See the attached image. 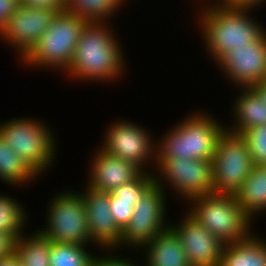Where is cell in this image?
<instances>
[{
	"label": "cell",
	"mask_w": 266,
	"mask_h": 266,
	"mask_svg": "<svg viewBox=\"0 0 266 266\" xmlns=\"http://www.w3.org/2000/svg\"><path fill=\"white\" fill-rule=\"evenodd\" d=\"M110 28L106 22L86 24L66 71L67 76L71 74L69 76L74 79L108 83L121 77L125 66L124 54Z\"/></svg>",
	"instance_id": "1"
},
{
	"label": "cell",
	"mask_w": 266,
	"mask_h": 266,
	"mask_svg": "<svg viewBox=\"0 0 266 266\" xmlns=\"http://www.w3.org/2000/svg\"><path fill=\"white\" fill-rule=\"evenodd\" d=\"M215 4L205 6L199 14L204 43L214 61L233 49L258 41L266 33L261 24L247 16L251 9L230 7L224 2Z\"/></svg>",
	"instance_id": "2"
},
{
	"label": "cell",
	"mask_w": 266,
	"mask_h": 266,
	"mask_svg": "<svg viewBox=\"0 0 266 266\" xmlns=\"http://www.w3.org/2000/svg\"><path fill=\"white\" fill-rule=\"evenodd\" d=\"M197 112L165 133L156 144V159H212L217 138L226 127L207 113Z\"/></svg>",
	"instance_id": "3"
},
{
	"label": "cell",
	"mask_w": 266,
	"mask_h": 266,
	"mask_svg": "<svg viewBox=\"0 0 266 266\" xmlns=\"http://www.w3.org/2000/svg\"><path fill=\"white\" fill-rule=\"evenodd\" d=\"M190 201L191 208L187 213L223 244L239 242L252 235L249 228L252 219L243 211L234 194L212 193Z\"/></svg>",
	"instance_id": "4"
},
{
	"label": "cell",
	"mask_w": 266,
	"mask_h": 266,
	"mask_svg": "<svg viewBox=\"0 0 266 266\" xmlns=\"http://www.w3.org/2000/svg\"><path fill=\"white\" fill-rule=\"evenodd\" d=\"M88 22L66 11L59 12L22 62L38 68L67 71Z\"/></svg>",
	"instance_id": "5"
},
{
	"label": "cell",
	"mask_w": 266,
	"mask_h": 266,
	"mask_svg": "<svg viewBox=\"0 0 266 266\" xmlns=\"http://www.w3.org/2000/svg\"><path fill=\"white\" fill-rule=\"evenodd\" d=\"M0 136L38 176L55 158L56 141L44 122L14 118L0 124Z\"/></svg>",
	"instance_id": "6"
},
{
	"label": "cell",
	"mask_w": 266,
	"mask_h": 266,
	"mask_svg": "<svg viewBox=\"0 0 266 266\" xmlns=\"http://www.w3.org/2000/svg\"><path fill=\"white\" fill-rule=\"evenodd\" d=\"M253 165L245 139L240 134L224 130L217 138L212 158L214 193L235 194Z\"/></svg>",
	"instance_id": "7"
},
{
	"label": "cell",
	"mask_w": 266,
	"mask_h": 266,
	"mask_svg": "<svg viewBox=\"0 0 266 266\" xmlns=\"http://www.w3.org/2000/svg\"><path fill=\"white\" fill-rule=\"evenodd\" d=\"M76 192H62L52 198L48 204V225L37 231L40 235L53 243L92 244L84 199Z\"/></svg>",
	"instance_id": "8"
},
{
	"label": "cell",
	"mask_w": 266,
	"mask_h": 266,
	"mask_svg": "<svg viewBox=\"0 0 266 266\" xmlns=\"http://www.w3.org/2000/svg\"><path fill=\"white\" fill-rule=\"evenodd\" d=\"M156 165L159 175L154 177L155 183L164 189L163 182H170L168 185L187 202L214 193L212 159H156Z\"/></svg>",
	"instance_id": "9"
},
{
	"label": "cell",
	"mask_w": 266,
	"mask_h": 266,
	"mask_svg": "<svg viewBox=\"0 0 266 266\" xmlns=\"http://www.w3.org/2000/svg\"><path fill=\"white\" fill-rule=\"evenodd\" d=\"M164 191L165 189L154 183L134 205L130 222L122 231L120 245L143 247L169 226L164 221Z\"/></svg>",
	"instance_id": "10"
},
{
	"label": "cell",
	"mask_w": 266,
	"mask_h": 266,
	"mask_svg": "<svg viewBox=\"0 0 266 266\" xmlns=\"http://www.w3.org/2000/svg\"><path fill=\"white\" fill-rule=\"evenodd\" d=\"M108 129L104 144L102 143V147H100L101 149L113 156L135 163L142 170L148 160V162L152 160L156 165L155 145L157 141L156 143L153 142L149 131L147 132L146 129L136 125L134 122L125 120L115 122Z\"/></svg>",
	"instance_id": "11"
},
{
	"label": "cell",
	"mask_w": 266,
	"mask_h": 266,
	"mask_svg": "<svg viewBox=\"0 0 266 266\" xmlns=\"http://www.w3.org/2000/svg\"><path fill=\"white\" fill-rule=\"evenodd\" d=\"M58 12L46 8H33L21 4L15 14L0 29L6 43L16 46L21 59L33 48Z\"/></svg>",
	"instance_id": "12"
},
{
	"label": "cell",
	"mask_w": 266,
	"mask_h": 266,
	"mask_svg": "<svg viewBox=\"0 0 266 266\" xmlns=\"http://www.w3.org/2000/svg\"><path fill=\"white\" fill-rule=\"evenodd\" d=\"M217 64L240 90L252 88L260 80L266 79V33L252 44L229 51Z\"/></svg>",
	"instance_id": "13"
},
{
	"label": "cell",
	"mask_w": 266,
	"mask_h": 266,
	"mask_svg": "<svg viewBox=\"0 0 266 266\" xmlns=\"http://www.w3.org/2000/svg\"><path fill=\"white\" fill-rule=\"evenodd\" d=\"M169 226L178 235L191 266H220L224 244L190 213L181 223Z\"/></svg>",
	"instance_id": "14"
},
{
	"label": "cell",
	"mask_w": 266,
	"mask_h": 266,
	"mask_svg": "<svg viewBox=\"0 0 266 266\" xmlns=\"http://www.w3.org/2000/svg\"><path fill=\"white\" fill-rule=\"evenodd\" d=\"M86 187V191L80 195L85 203L92 244L106 247L107 251L117 248L121 243L122 230L117 226L110 212V192Z\"/></svg>",
	"instance_id": "15"
},
{
	"label": "cell",
	"mask_w": 266,
	"mask_h": 266,
	"mask_svg": "<svg viewBox=\"0 0 266 266\" xmlns=\"http://www.w3.org/2000/svg\"><path fill=\"white\" fill-rule=\"evenodd\" d=\"M88 186L99 191L112 192L135 180L144 170L135 163L109 154L100 148L92 158Z\"/></svg>",
	"instance_id": "16"
},
{
	"label": "cell",
	"mask_w": 266,
	"mask_h": 266,
	"mask_svg": "<svg viewBox=\"0 0 266 266\" xmlns=\"http://www.w3.org/2000/svg\"><path fill=\"white\" fill-rule=\"evenodd\" d=\"M145 249V266H191L175 231L168 226L150 242Z\"/></svg>",
	"instance_id": "17"
},
{
	"label": "cell",
	"mask_w": 266,
	"mask_h": 266,
	"mask_svg": "<svg viewBox=\"0 0 266 266\" xmlns=\"http://www.w3.org/2000/svg\"><path fill=\"white\" fill-rule=\"evenodd\" d=\"M233 107L235 125L225 128L234 134H241L252 127L266 125V104L253 88H242Z\"/></svg>",
	"instance_id": "18"
},
{
	"label": "cell",
	"mask_w": 266,
	"mask_h": 266,
	"mask_svg": "<svg viewBox=\"0 0 266 266\" xmlns=\"http://www.w3.org/2000/svg\"><path fill=\"white\" fill-rule=\"evenodd\" d=\"M234 195L251 219L266 210V165L254 164L249 176Z\"/></svg>",
	"instance_id": "19"
},
{
	"label": "cell",
	"mask_w": 266,
	"mask_h": 266,
	"mask_svg": "<svg viewBox=\"0 0 266 266\" xmlns=\"http://www.w3.org/2000/svg\"><path fill=\"white\" fill-rule=\"evenodd\" d=\"M253 234L242 241L224 244L220 266H266V243Z\"/></svg>",
	"instance_id": "20"
},
{
	"label": "cell",
	"mask_w": 266,
	"mask_h": 266,
	"mask_svg": "<svg viewBox=\"0 0 266 266\" xmlns=\"http://www.w3.org/2000/svg\"><path fill=\"white\" fill-rule=\"evenodd\" d=\"M51 240L37 231L31 236L21 235L17 240L14 253L22 266H50Z\"/></svg>",
	"instance_id": "21"
},
{
	"label": "cell",
	"mask_w": 266,
	"mask_h": 266,
	"mask_svg": "<svg viewBox=\"0 0 266 266\" xmlns=\"http://www.w3.org/2000/svg\"><path fill=\"white\" fill-rule=\"evenodd\" d=\"M35 177L37 174L0 136V179L10 185L20 186Z\"/></svg>",
	"instance_id": "22"
},
{
	"label": "cell",
	"mask_w": 266,
	"mask_h": 266,
	"mask_svg": "<svg viewBox=\"0 0 266 266\" xmlns=\"http://www.w3.org/2000/svg\"><path fill=\"white\" fill-rule=\"evenodd\" d=\"M123 1L125 0H65L64 11L88 23L106 22L123 5Z\"/></svg>",
	"instance_id": "23"
},
{
	"label": "cell",
	"mask_w": 266,
	"mask_h": 266,
	"mask_svg": "<svg viewBox=\"0 0 266 266\" xmlns=\"http://www.w3.org/2000/svg\"><path fill=\"white\" fill-rule=\"evenodd\" d=\"M79 244L51 242L50 266H90L95 257Z\"/></svg>",
	"instance_id": "24"
},
{
	"label": "cell",
	"mask_w": 266,
	"mask_h": 266,
	"mask_svg": "<svg viewBox=\"0 0 266 266\" xmlns=\"http://www.w3.org/2000/svg\"><path fill=\"white\" fill-rule=\"evenodd\" d=\"M11 197L0 194V232L15 236L17 239L23 235L26 221L25 209ZM24 226V227H23Z\"/></svg>",
	"instance_id": "25"
},
{
	"label": "cell",
	"mask_w": 266,
	"mask_h": 266,
	"mask_svg": "<svg viewBox=\"0 0 266 266\" xmlns=\"http://www.w3.org/2000/svg\"><path fill=\"white\" fill-rule=\"evenodd\" d=\"M154 175V176H153ZM155 174L143 171L135 180L125 183L110 193V198L118 201L133 202V206L143 194L155 183Z\"/></svg>",
	"instance_id": "26"
},
{
	"label": "cell",
	"mask_w": 266,
	"mask_h": 266,
	"mask_svg": "<svg viewBox=\"0 0 266 266\" xmlns=\"http://www.w3.org/2000/svg\"><path fill=\"white\" fill-rule=\"evenodd\" d=\"M240 135L248 144L253 163L266 165V125L246 129Z\"/></svg>",
	"instance_id": "27"
},
{
	"label": "cell",
	"mask_w": 266,
	"mask_h": 266,
	"mask_svg": "<svg viewBox=\"0 0 266 266\" xmlns=\"http://www.w3.org/2000/svg\"><path fill=\"white\" fill-rule=\"evenodd\" d=\"M133 208V202L118 201V198H110V212L122 231L130 222Z\"/></svg>",
	"instance_id": "28"
},
{
	"label": "cell",
	"mask_w": 266,
	"mask_h": 266,
	"mask_svg": "<svg viewBox=\"0 0 266 266\" xmlns=\"http://www.w3.org/2000/svg\"><path fill=\"white\" fill-rule=\"evenodd\" d=\"M20 5V0H0V29L15 14Z\"/></svg>",
	"instance_id": "29"
},
{
	"label": "cell",
	"mask_w": 266,
	"mask_h": 266,
	"mask_svg": "<svg viewBox=\"0 0 266 266\" xmlns=\"http://www.w3.org/2000/svg\"><path fill=\"white\" fill-rule=\"evenodd\" d=\"M21 4L33 8L52 9L59 13L64 11L65 0H21Z\"/></svg>",
	"instance_id": "30"
},
{
	"label": "cell",
	"mask_w": 266,
	"mask_h": 266,
	"mask_svg": "<svg viewBox=\"0 0 266 266\" xmlns=\"http://www.w3.org/2000/svg\"><path fill=\"white\" fill-rule=\"evenodd\" d=\"M119 256H112L110 257V255L107 257H94L91 261L90 266H137L136 262H133L131 260L128 259H123ZM115 258V259H114ZM135 263V264H134Z\"/></svg>",
	"instance_id": "31"
},
{
	"label": "cell",
	"mask_w": 266,
	"mask_h": 266,
	"mask_svg": "<svg viewBox=\"0 0 266 266\" xmlns=\"http://www.w3.org/2000/svg\"><path fill=\"white\" fill-rule=\"evenodd\" d=\"M17 238L0 232V258L14 253Z\"/></svg>",
	"instance_id": "32"
},
{
	"label": "cell",
	"mask_w": 266,
	"mask_h": 266,
	"mask_svg": "<svg viewBox=\"0 0 266 266\" xmlns=\"http://www.w3.org/2000/svg\"><path fill=\"white\" fill-rule=\"evenodd\" d=\"M266 0H225L224 3L230 7H238L245 9H253V7L261 4Z\"/></svg>",
	"instance_id": "33"
},
{
	"label": "cell",
	"mask_w": 266,
	"mask_h": 266,
	"mask_svg": "<svg viewBox=\"0 0 266 266\" xmlns=\"http://www.w3.org/2000/svg\"><path fill=\"white\" fill-rule=\"evenodd\" d=\"M0 266H22L15 253L0 258Z\"/></svg>",
	"instance_id": "34"
},
{
	"label": "cell",
	"mask_w": 266,
	"mask_h": 266,
	"mask_svg": "<svg viewBox=\"0 0 266 266\" xmlns=\"http://www.w3.org/2000/svg\"><path fill=\"white\" fill-rule=\"evenodd\" d=\"M258 95L263 99L266 104V79L260 80L257 84L252 87Z\"/></svg>",
	"instance_id": "35"
},
{
	"label": "cell",
	"mask_w": 266,
	"mask_h": 266,
	"mask_svg": "<svg viewBox=\"0 0 266 266\" xmlns=\"http://www.w3.org/2000/svg\"><path fill=\"white\" fill-rule=\"evenodd\" d=\"M220 1H221V2H224L225 0H216V2H220Z\"/></svg>",
	"instance_id": "36"
}]
</instances>
